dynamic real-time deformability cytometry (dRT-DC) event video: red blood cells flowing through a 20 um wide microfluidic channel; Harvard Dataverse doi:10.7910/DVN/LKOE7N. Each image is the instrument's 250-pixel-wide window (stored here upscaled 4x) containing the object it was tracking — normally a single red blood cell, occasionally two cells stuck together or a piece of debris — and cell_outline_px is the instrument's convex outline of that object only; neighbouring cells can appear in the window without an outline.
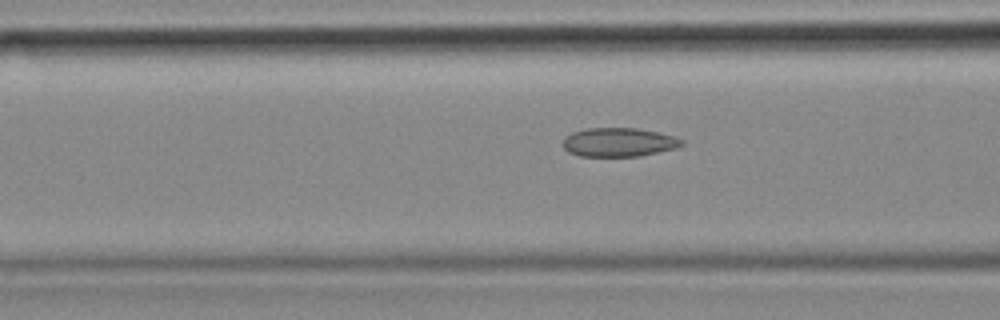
{"species": "common noctule bat (a hibernating species)", "species_latin": "Nyctalus noctula", "temperature_condition": "cold", "stored_images_in_passage": 54, "camera_frame_rate_fps": 3000, "um_per_image_px": 0.085, "animal": {"sex": "female", "body_mass_g": 18.4}, "frame": {"image": 1, "passage_image": 20, "time_ms": 6.333, "image_size_px": [1000, 320], "cell_outline_px": [[684, 144], [676, 148], [640, 156], [580, 156], [568, 152], [564, 148], [564, 136], [572, 132], [588, 128], [636, 128], [676, 136], [684, 140]], "centroid_in_image_um": [52.61, 12.09], "position_along_channel_um": 114.0, "area_um2": 20.0}}
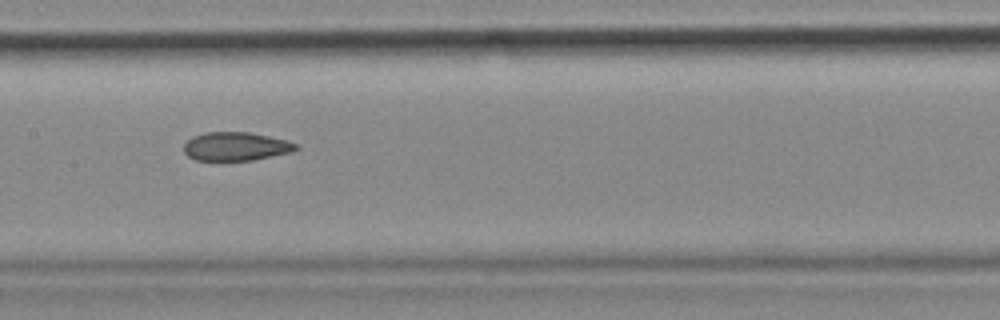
{"frame": {"image": 2, "passage_image": 26, "time_ms": 8.333, "image_size_px": [1000, 320], "cell_outline_px": [[300, 148], [292, 152], [252, 160], [196, 160], [188, 156], [184, 152], [184, 144], [192, 136], [204, 132], [248, 132], [288, 140], [300, 144]], "centroid_in_image_um": [20.08, 12.44], "position_along_channel_um": 187.3, "area_um2": 18.79}}
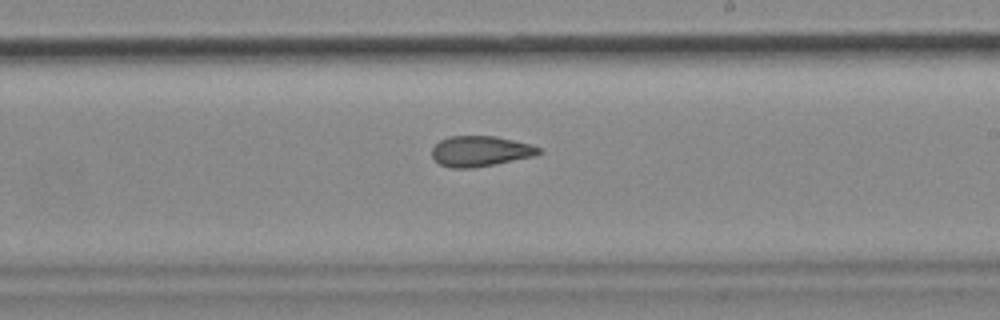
{"frame": {"image": 3, "passage_image": 31, "time_ms": 10.0, "image_size_px": [1000, 320], "cell_outline_px": [[544, 152], [536, 156], [496, 164], [472, 168], [452, 168], [440, 164], [432, 156], [432, 148], [440, 140], [448, 136], [496, 136], [532, 144], [540, 148]], "centroid_in_image_um": [40.88, 12.85], "position_along_channel_um": 248.1, "area_um2": 19.19}, "authors_computed_cell_mechanics": {"area_um2": 20.2011, "velocity_mm_per_s": 3.6717, "shape_relaxation_time_tau1_ms": null, "shape_relaxation_time_tau2_ms": 2.8765, "deformation_change_tau1": null, "deformation_change_tau2": 0.0939}}